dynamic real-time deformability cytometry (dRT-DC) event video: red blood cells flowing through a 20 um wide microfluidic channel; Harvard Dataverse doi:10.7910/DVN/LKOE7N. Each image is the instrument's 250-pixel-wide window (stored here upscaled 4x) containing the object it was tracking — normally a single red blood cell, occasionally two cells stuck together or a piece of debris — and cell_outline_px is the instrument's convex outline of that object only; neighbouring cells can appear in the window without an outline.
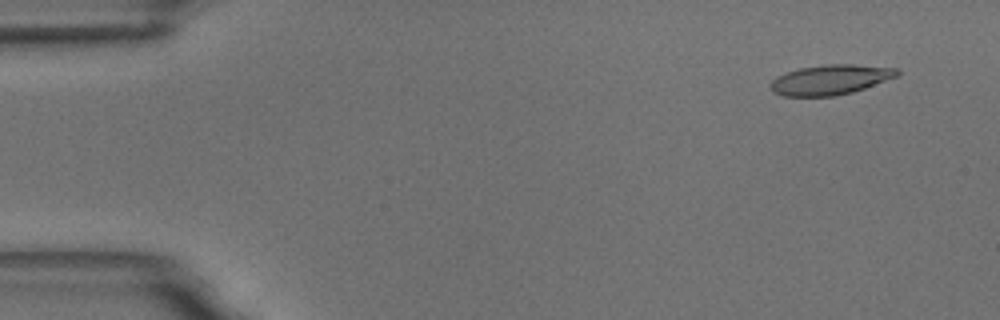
{"species": "common noctule bat (a hibernating species)", "species_latin": "Nyctalus noctula", "temperature_condition": "room temperature", "stored_images_in_passage": 16, "camera_frame_rate_fps": 3000, "um_per_image_px": 0.085, "animal": {"sex": "male", "body_mass_g": 18.8}, "frame": {"image": 1, "passage_image": 4, "time_ms": 1.0, "image_size_px": [1000, 320], "cell_outline_px": [[900, 72], [896, 76], [864, 88], [852, 92], [836, 96], [784, 96], [772, 92], [768, 84], [776, 76], [800, 68], [824, 64], [852, 64], [900, 68]], "centroid_in_image_um": [70.55, 6.77], "position_along_channel_um": 14.5, "area_um2": 22.14}}
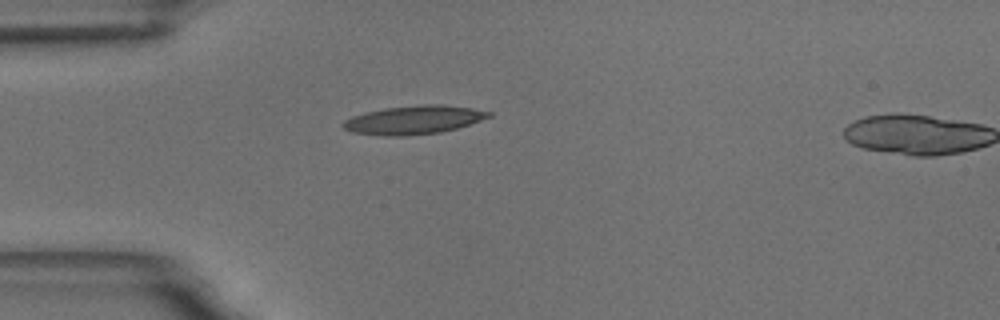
{"frame": {"image": 2, "passage_image": 15, "time_ms": 4.667, "image_size_px": [1000, 320], "cell_outline_px": [[492, 116], [456, 128], [440, 132], [404, 136], [384, 136], [352, 132], [344, 128], [340, 124], [344, 120], [352, 116], [364, 112], [384, 108], [424, 104], [440, 104], [472, 108], [492, 112]], "centroid_in_image_um": [35.13, 10.19], "position_along_channel_um": 49.9, "area_um2": 24.22}}